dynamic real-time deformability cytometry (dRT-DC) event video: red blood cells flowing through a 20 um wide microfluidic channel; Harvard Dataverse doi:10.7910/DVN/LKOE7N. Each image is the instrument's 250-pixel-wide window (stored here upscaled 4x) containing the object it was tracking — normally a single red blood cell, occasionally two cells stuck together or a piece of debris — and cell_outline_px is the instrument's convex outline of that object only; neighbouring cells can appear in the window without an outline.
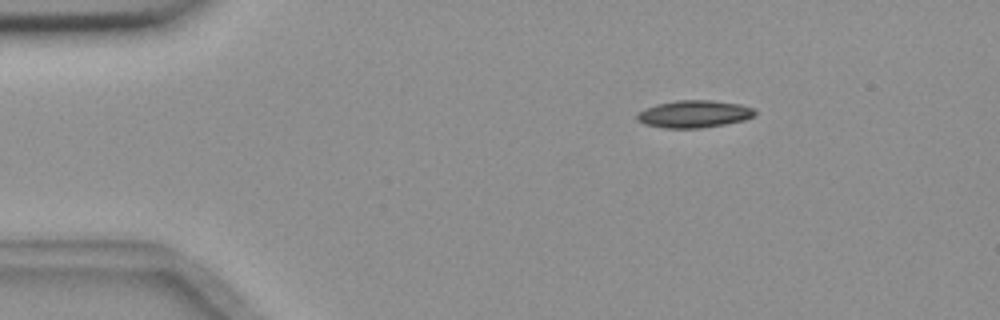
{"species": "common noctule bat (a hibernating species)", "species_latin": "Nyctalus noctula", "temperature_condition": "room temperature", "stored_images_in_passage": 6, "camera_frame_rate_fps": 3000, "um_per_image_px": 0.085, "animal": {"sex": "female", "body_mass_g": 18.4}, "frame": {"image": 1, "passage_image": 6, "time_ms": 6.333, "image_size_px": [1000, 320], "cell_outline_px": [[756, 116], [744, 120], [724, 124], [700, 128], [664, 128], [644, 124], [636, 120], [636, 112], [644, 108], [656, 104], [676, 100], [712, 100], [740, 104], [756, 108]], "centroid_in_image_um": [58.98, 9.68], "position_along_channel_um": 26.0, "area_um2": 19.07}}